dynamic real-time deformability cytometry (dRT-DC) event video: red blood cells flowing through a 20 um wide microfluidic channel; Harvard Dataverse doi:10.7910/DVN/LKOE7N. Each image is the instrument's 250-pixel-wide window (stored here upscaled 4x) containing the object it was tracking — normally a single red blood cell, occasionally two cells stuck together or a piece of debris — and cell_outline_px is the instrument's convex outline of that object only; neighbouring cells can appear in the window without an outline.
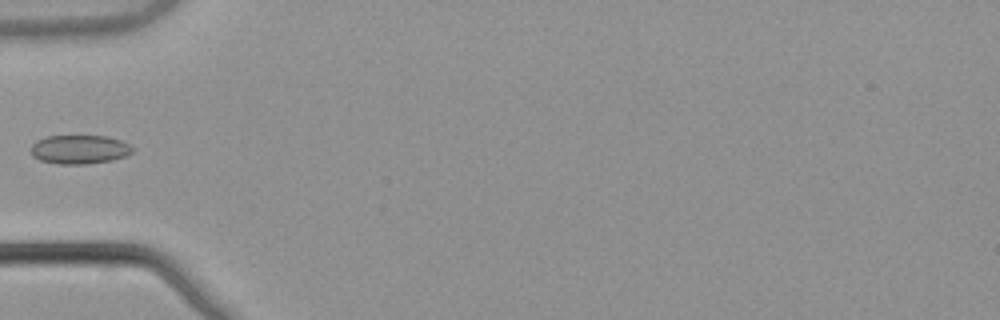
{"species": "common noctule bat (a hibernating species)", "species_latin": "Nyctalus noctula", "temperature_condition": "warm", "stored_images_in_passage": 3, "camera_frame_rate_fps": 3000, "um_per_image_px": 0.085, "animal": {"sex": "male", "body_mass_g": 21.5, "forearm_length_mm": 52.0}, "frame": {"image": 1, "passage_image": 3, "time_ms": 0.667, "image_size_px": [1000, 320], "cell_outline_px": [[136, 148], [132, 152], [124, 156], [112, 160], [84, 164], [56, 164], [40, 160], [32, 156], [32, 144], [36, 140], [48, 136], [108, 136], [120, 140]], "centroid_in_image_um": [6.76, 12.7], "position_along_channel_um": 78.2, "area_um2": 17.11}}